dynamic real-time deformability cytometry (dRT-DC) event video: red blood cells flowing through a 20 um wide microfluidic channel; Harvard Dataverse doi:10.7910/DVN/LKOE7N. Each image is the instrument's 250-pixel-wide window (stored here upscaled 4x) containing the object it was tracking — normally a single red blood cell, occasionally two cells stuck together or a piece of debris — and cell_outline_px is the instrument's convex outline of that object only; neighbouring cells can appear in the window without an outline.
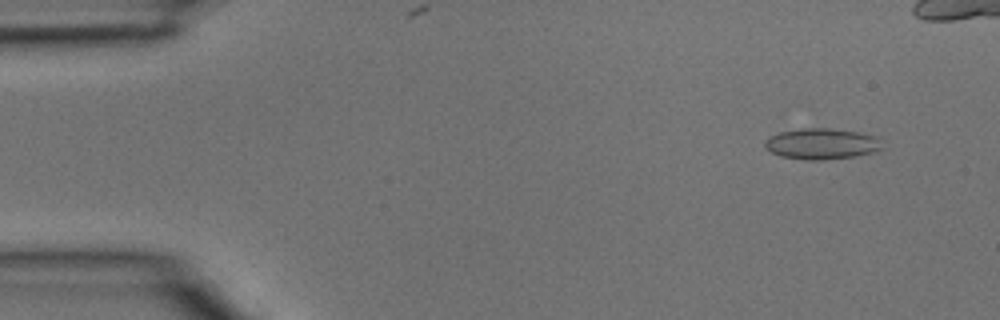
{"species": "common noctule bat (a hibernating species)", "species_latin": "Nyctalus noctula", "temperature_condition": "room temperature", "stored_images_in_passage": 6, "camera_frame_rate_fps": 3000, "um_per_image_px": 0.085, "animal": {"sex": "male", "body_mass_g": 15.6}, "frame": {"image": 1, "passage_image": 1, "time_ms": 0.0, "image_size_px": [1000, 320], "cell_outline_px": [[884, 148], [872, 152], [856, 156], [820, 160], [808, 160], [780, 156], [772, 152], [764, 144], [764, 140], [768, 136], [780, 132], [804, 128], [832, 128], [860, 132], [876, 136], [880, 140]], "centroid_in_image_um": [69.86, 12.21], "position_along_channel_um": 15.1, "area_um2": 21.21}}